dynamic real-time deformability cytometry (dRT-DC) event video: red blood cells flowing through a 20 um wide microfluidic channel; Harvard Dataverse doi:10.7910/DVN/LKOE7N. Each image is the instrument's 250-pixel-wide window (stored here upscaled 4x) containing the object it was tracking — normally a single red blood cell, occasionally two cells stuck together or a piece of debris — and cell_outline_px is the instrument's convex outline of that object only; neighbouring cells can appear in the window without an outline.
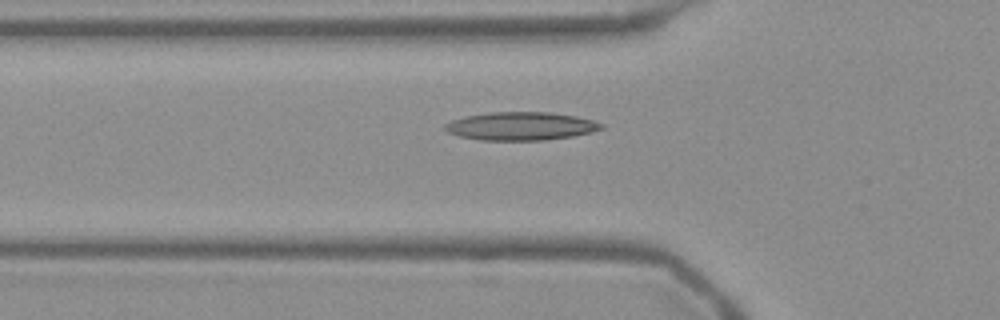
{"species": "Egyptian fruit bat (a non-hibernating species)", "species_latin": "Rousettus aegyptiacus", "temperature_condition": "warm", "stored_images_in_passage": 48, "camera_frame_rate_fps": 3000, "um_per_image_px": 0.085, "frame": {"image": 1, "passage_image": 18, "time_ms": 5.667, "image_size_px": [1000, 320], "cell_outline_px": [[604, 128], [592, 132], [572, 136], [544, 140], [480, 140], [460, 136], [448, 132], [444, 128], [444, 124], [452, 120], [464, 116], [488, 112], [548, 112], [576, 116], [592, 120], [604, 124]], "centroid_in_image_um": [44.27, 10.71], "position_along_channel_um": 81.5, "area_um2": 25.72}}
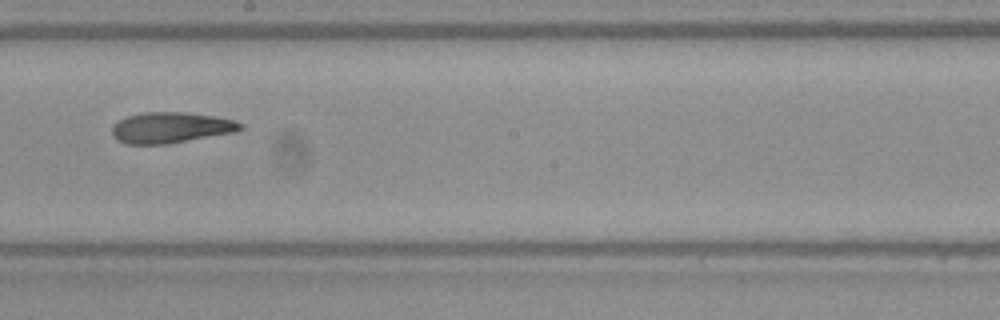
{"frame": {"image": 2, "passage_image": 30, "time_ms": 9.667, "image_size_px": [1000, 320], "cell_outline_px": [[244, 128], [236, 132], [164, 144], [124, 144], [116, 140], [112, 136], [112, 124], [128, 116], [144, 112], [184, 112], [216, 116], [232, 120], [244, 124]], "centroid_in_image_um": [14.5, 10.85], "position_along_channel_um": 233.7, "area_um2": 23.12}}
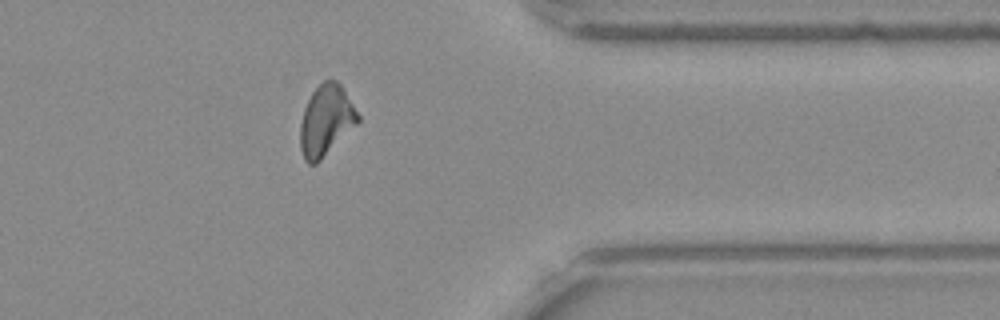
{"frame": {"image": 3, "passage_image": 43, "time_ms": 14.0, "image_size_px": [1000, 320], "cell_outline_px": [[360, 120], [316, 164], [308, 164], [304, 160], [300, 148], [300, 124], [304, 108], [312, 92], [324, 80], [336, 80], [344, 88], [360, 116]], "centroid_in_image_um": [27.7, 10.23], "position_along_channel_um": 383.7, "area_um2": 23.58}}